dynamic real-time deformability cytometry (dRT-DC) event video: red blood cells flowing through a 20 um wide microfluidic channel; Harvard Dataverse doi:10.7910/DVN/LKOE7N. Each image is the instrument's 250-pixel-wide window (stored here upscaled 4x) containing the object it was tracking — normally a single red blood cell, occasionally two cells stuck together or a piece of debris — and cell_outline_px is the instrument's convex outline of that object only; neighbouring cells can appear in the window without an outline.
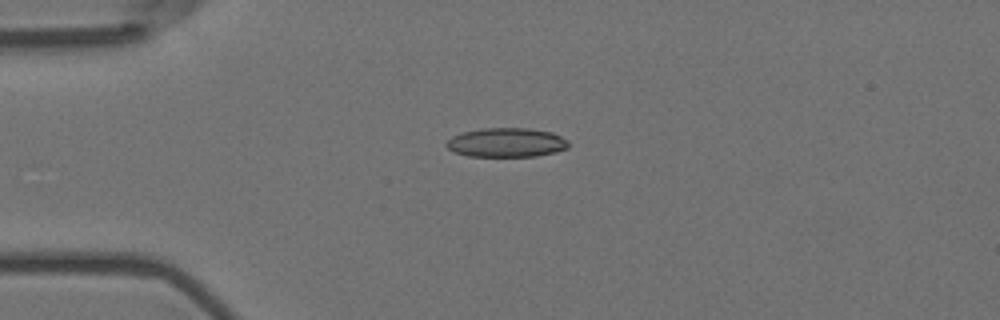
{"species": "Egyptian fruit bat (a non-hibernating species)", "species_latin": "Rousettus aegyptiacus", "temperature_condition": "room temperature", "stored_images_in_passage": 4, "camera_frame_rate_fps": 3000, "um_per_image_px": 0.085, "animal": {"sex": "female"}, "frame": {"image": 1, "passage_image": 3, "time_ms": 0.667, "image_size_px": [1000, 320], "cell_outline_px": [[568, 148], [556, 152], [536, 156], [468, 156], [456, 152], [448, 148], [444, 144], [452, 136], [464, 132], [480, 128], [528, 128], [552, 132], [568, 140]], "centroid_in_image_um": [43.06, 12.11], "position_along_channel_um": 41.9, "area_um2": 20.75}}